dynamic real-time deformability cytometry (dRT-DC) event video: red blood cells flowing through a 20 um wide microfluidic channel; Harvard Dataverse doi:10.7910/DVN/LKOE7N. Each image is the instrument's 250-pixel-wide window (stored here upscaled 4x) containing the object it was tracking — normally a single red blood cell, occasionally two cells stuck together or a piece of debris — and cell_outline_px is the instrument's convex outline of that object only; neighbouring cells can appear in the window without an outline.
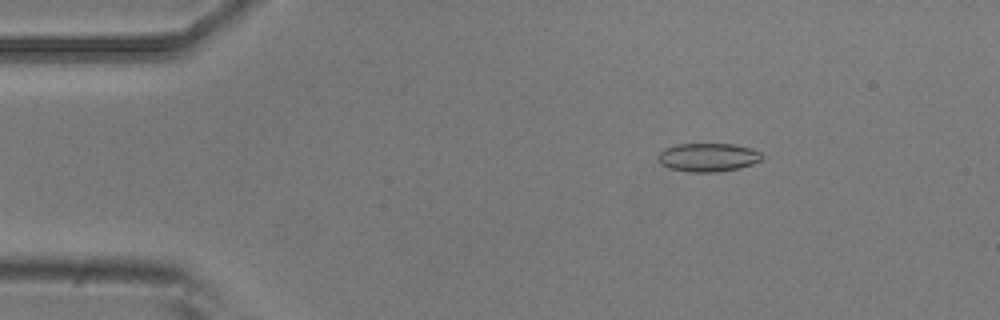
{"species": "common noctule bat (a hibernating species)", "species_latin": "Nyctalus noctula", "temperature_condition": "room temperature", "stored_images_in_passage": 5, "camera_frame_rate_fps": 3000, "um_per_image_px": 0.085, "animal": {"sex": "male", "body_mass_g": 20.5, "forearm_length_mm": 52.5}, "frame": {"image": 1, "passage_image": 3, "time_ms": 0.667, "image_size_px": [1000, 320], "cell_outline_px": [[764, 156], [760, 160], [752, 164], [740, 168], [716, 172], [688, 172], [668, 168], [660, 164], [656, 160], [656, 156], [660, 152], [668, 148], [680, 144], [736, 144], [752, 148], [760, 152]], "centroid_in_image_um": [60.18, 13.38], "position_along_channel_um": 24.8, "area_um2": 17.4}}